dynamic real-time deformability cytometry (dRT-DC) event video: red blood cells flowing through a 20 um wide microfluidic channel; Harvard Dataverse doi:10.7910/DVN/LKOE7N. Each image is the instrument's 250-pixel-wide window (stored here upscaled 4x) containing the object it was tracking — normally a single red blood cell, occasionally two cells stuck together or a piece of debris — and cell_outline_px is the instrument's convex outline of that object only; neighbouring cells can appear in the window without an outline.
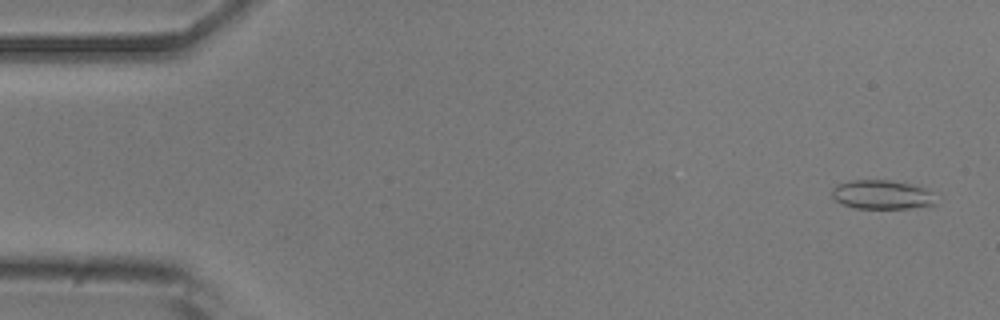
{"species": "common noctule bat (a hibernating species)", "species_latin": "Nyctalus noctula", "temperature_condition": "room temperature", "stored_images_in_passage": 11, "camera_frame_rate_fps": 3000, "um_per_image_px": 0.085, "animal": {"sex": "male", "body_mass_g": 20.5, "forearm_length_mm": 52.5}, "frame": {"image": 1, "passage_image": 2, "time_ms": 0.333, "image_size_px": [1000, 320], "cell_outline_px": [[936, 204], [908, 208], [856, 208], [844, 204], [836, 200], [832, 196], [832, 188], [836, 184], [848, 180], [888, 180], [912, 184], [924, 188], [932, 192]], "centroid_in_image_um": [74.94, 16.53], "position_along_channel_um": 10.1, "area_um2": 17.51}}